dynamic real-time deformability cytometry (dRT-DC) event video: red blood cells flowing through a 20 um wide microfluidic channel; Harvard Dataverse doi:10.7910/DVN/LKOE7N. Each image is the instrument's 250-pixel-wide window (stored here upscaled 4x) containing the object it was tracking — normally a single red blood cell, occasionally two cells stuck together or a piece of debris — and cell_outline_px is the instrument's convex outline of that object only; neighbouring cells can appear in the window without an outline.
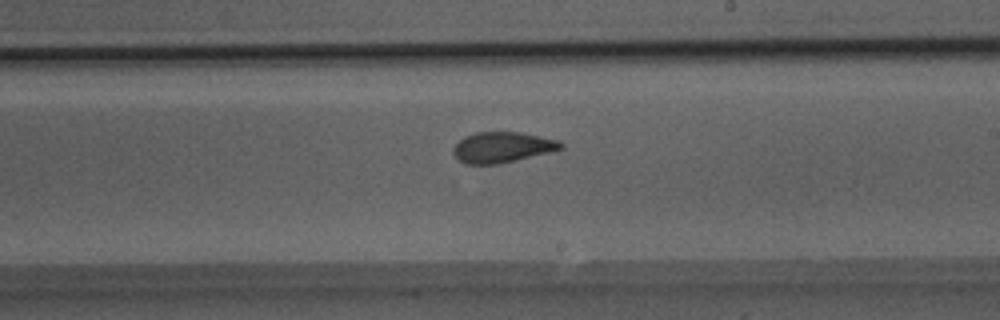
{"species": "Egyptian fruit bat (a non-hibernating species)", "species_latin": "Rousettus aegyptiacus", "temperature_condition": "room temperature", "stored_images_in_passage": 31, "camera_frame_rate_fps": 3000, "um_per_image_px": 0.085, "animal": {"sex": "male"}, "frame": {"image": 1, "passage_image": 20, "time_ms": 6.333, "image_size_px": [1000, 320], "cell_outline_px": [[564, 148], [548, 152], [496, 164], [464, 164], [452, 152], [452, 148], [464, 136], [476, 132], [520, 132], [560, 140], [564, 144]], "centroid_in_image_um": [42.68, 12.5], "position_along_channel_um": 246.3, "area_um2": 19.02}, "authors_computed_cell_mechanics": {"area_um2": 19.7676, "velocity_mm_per_s": 4.1222, "shape_relaxation_time_tau1_ms": 8.0817, "shape_relaxation_time_tau2_ms": 1.2923, "deformation_change_tau1": 0.2025, "deformation_change_tau2": 0.0838}}